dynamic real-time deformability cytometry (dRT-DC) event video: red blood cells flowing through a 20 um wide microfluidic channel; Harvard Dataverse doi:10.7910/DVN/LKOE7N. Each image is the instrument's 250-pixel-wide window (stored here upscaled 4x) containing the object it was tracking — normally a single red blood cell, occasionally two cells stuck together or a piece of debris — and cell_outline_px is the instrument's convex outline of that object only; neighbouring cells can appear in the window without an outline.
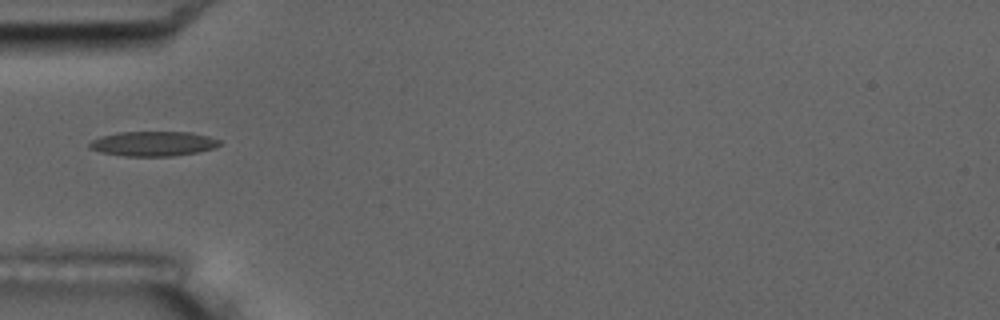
{"species": "common noctule bat (a hibernating species)", "species_latin": "Nyctalus noctula", "temperature_condition": "room temperature", "stored_images_in_passage": 5, "camera_frame_rate_fps": 3000, "um_per_image_px": 0.085, "animal": {"sex": "male", "body_mass_g": 17.5, "forearm_length_mm": 52.3}, "frame": {"image": 1, "passage_image": 1, "time_ms": 0.0, "image_size_px": [1000, 320], "cell_outline_px": [[220, 144], [216, 148], [196, 152], [172, 156], [124, 156], [100, 152], [88, 148], [88, 144], [92, 140], [100, 136], [116, 132], [192, 132], [208, 136], [220, 140]], "centroid_in_image_um": [12.99, 12.21], "position_along_channel_um": 72.0, "area_um2": 18.9}}
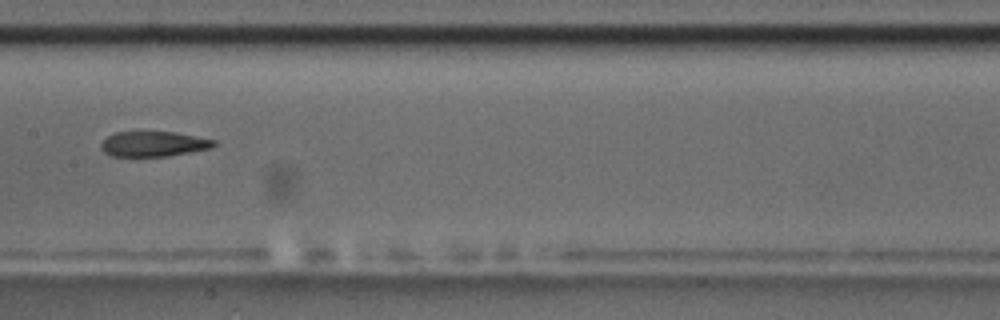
{"frame": {"image": 2, "passage_image": 4, "time_ms": 3.333, "image_size_px": [1000, 320], "cell_outline_px": [[216, 144], [212, 148], [168, 156], [112, 156], [104, 152], [100, 148], [100, 144], [108, 136], [116, 132], [176, 132], [216, 140]], "centroid_in_image_um": [13.06, 12.23], "position_along_channel_um": 194.3, "area_um2": 16.53}}
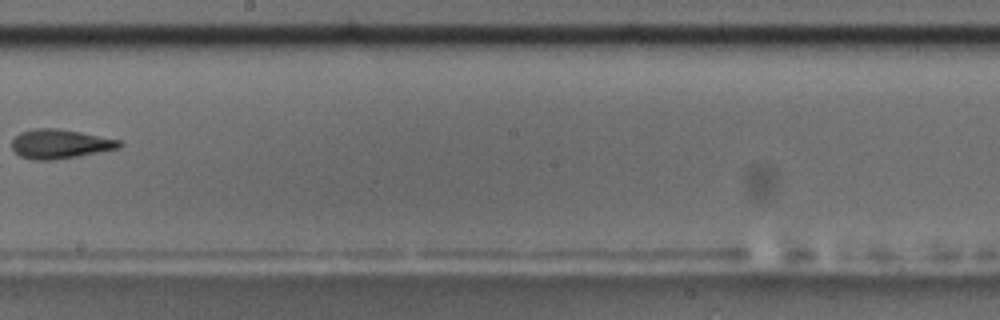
{"frame": {"image": 3, "passage_image": 5, "time_ms": 4.667, "image_size_px": [1000, 320], "cell_outline_px": [[124, 144], [120, 148], [80, 156], [52, 160], [32, 160], [20, 156], [12, 148], [12, 140], [20, 132], [36, 128], [56, 128], [80, 132], [120, 140]], "centroid_in_image_um": [5.12, 12.24], "position_along_channel_um": 243.1, "area_um2": 18.38}}